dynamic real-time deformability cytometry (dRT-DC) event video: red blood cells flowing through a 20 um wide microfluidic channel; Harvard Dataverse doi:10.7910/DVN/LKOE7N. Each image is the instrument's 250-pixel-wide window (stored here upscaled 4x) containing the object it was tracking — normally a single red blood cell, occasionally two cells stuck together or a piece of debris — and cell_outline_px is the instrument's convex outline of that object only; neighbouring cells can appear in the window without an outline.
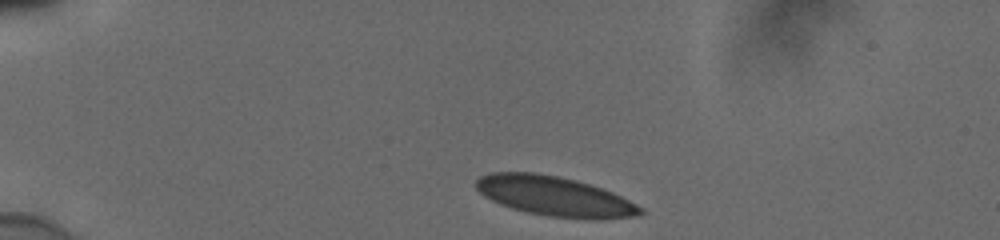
{"species": "human", "species_latin": "Homo sapiens", "temperature_condition": "cold", "stored_images_in_passage": 40, "camera_frame_rate_fps": 3000, "um_per_image_px": 0.085, "donor": {"sex": "male"}, "frame": {"image": 1, "passage_image": 1, "time_ms": 0.0, "image_size_px": [1000, 240], "cell_outline_px": [[644, 212], [636, 216], [600, 220], [592, 220], [548, 216], [528, 212], [512, 208], [500, 204], [484, 196], [472, 184], [480, 176], [492, 172], [536, 172], [576, 180], [612, 192], [644, 208]], "centroid_in_image_um": [47.13, 16.69], "position_along_channel_um": 37.9, "area_um2": 38.09}}
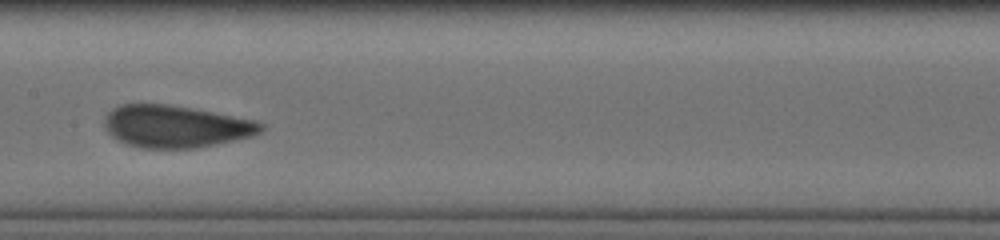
{"frame": {"image": 2, "passage_image": 18, "time_ms": 5.667, "image_size_px": [1000, 240], "cell_outline_px": [[264, 128], [260, 132], [252, 136], [216, 144], [196, 148], [144, 148], [124, 144], [112, 136], [104, 128], [104, 116], [112, 108], [120, 104], [168, 104], [192, 108], [256, 120], [264, 124]], "centroid_in_image_um": [14.9, 10.74], "position_along_channel_um": 192.5, "area_um2": 38.67}}
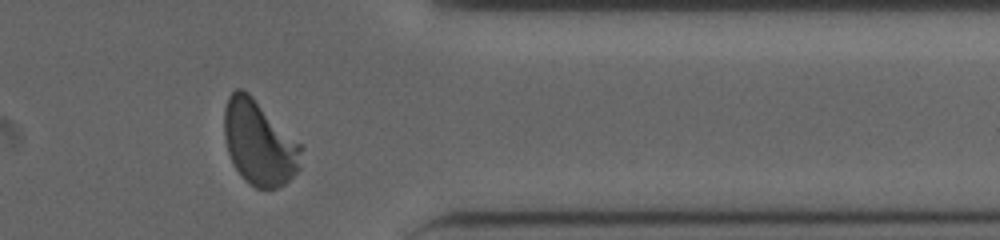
{"frame": {"image": 3, "passage_image": 34, "time_ms": 11.0, "image_size_px": [1000, 240], "cell_outline_px": [[304, 148], [300, 168], [284, 184], [276, 188], [256, 188], [244, 180], [236, 168], [228, 152], [224, 136], [224, 108], [228, 96], [236, 88], [240, 88], [248, 92], [304, 144]], "centroid_in_image_um": [22.07, 12.11], "position_along_channel_um": 389.3, "area_um2": 38.49}, "authors_computed_cell_mechanics": {"area_um2": 38.1769, "velocity_mm_per_s": 3.842, "shape_relaxation_time_tau1_ms": 7.9055, "shape_relaxation_time_tau2_ms": null, "deformation_change_tau1": 0.1834, "deformation_change_tau2": null}}